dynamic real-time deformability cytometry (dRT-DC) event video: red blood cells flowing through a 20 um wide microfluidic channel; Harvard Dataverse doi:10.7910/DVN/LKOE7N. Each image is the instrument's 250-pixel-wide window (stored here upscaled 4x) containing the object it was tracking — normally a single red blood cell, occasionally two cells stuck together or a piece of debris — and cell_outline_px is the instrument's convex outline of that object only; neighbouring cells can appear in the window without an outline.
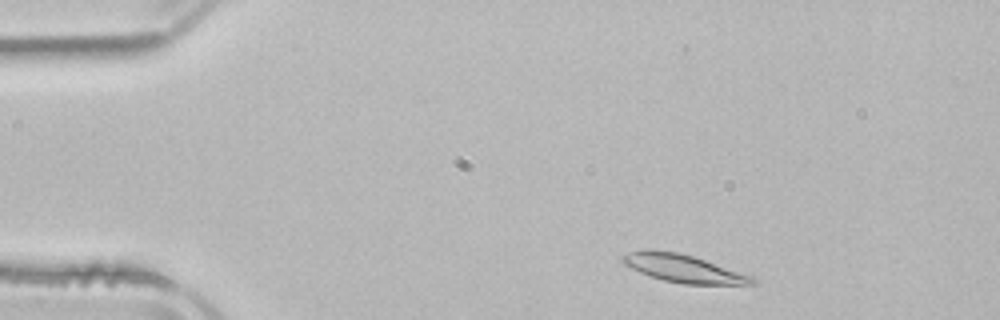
{"species": "common noctule bat (a hibernating species)", "species_latin": "Nyctalus noctula", "temperature_condition": "room temperature", "stored_images_in_passage": 2, "camera_frame_rate_fps": 3000, "um_per_image_px": 0.085, "animal": {"sex": "male", "body_mass_g": 21.5, "forearm_length_mm": 52.0}, "frame": {"image": 1, "passage_image": 1, "time_ms": 0.0, "image_size_px": [1000, 320], "cell_outline_px": [[756, 284], [684, 284], [664, 280], [648, 276], [624, 264], [620, 260], [620, 256], [628, 252], [644, 248], [648, 248], [680, 252], [752, 276], [756, 280]], "centroid_in_image_um": [57.99, 22.79], "position_along_channel_um": 27.0, "area_um2": 21.1}}